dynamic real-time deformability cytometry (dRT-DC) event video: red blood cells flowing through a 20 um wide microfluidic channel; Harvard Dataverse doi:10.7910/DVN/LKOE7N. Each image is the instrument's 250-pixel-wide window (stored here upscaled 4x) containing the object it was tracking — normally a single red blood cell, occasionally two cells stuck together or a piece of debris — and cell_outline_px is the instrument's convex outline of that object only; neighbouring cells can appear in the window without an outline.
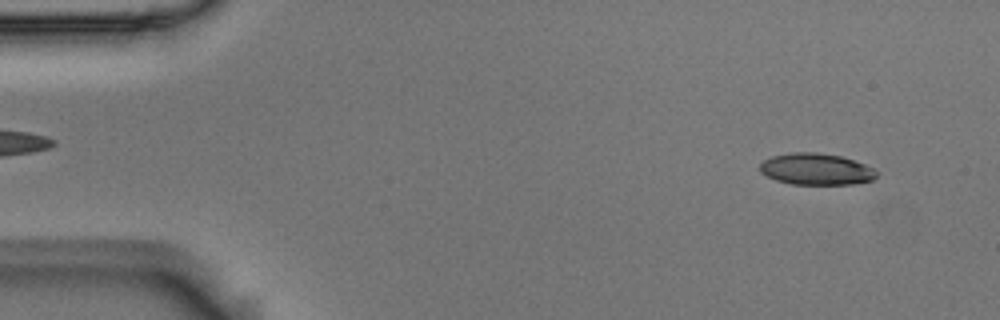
{"species": "Egyptian fruit bat (a non-hibernating species)", "species_latin": "Rousettus aegyptiacus", "temperature_condition": "room temperature", "stored_images_in_passage": 52, "camera_frame_rate_fps": 3000, "um_per_image_px": 0.085, "animal": {"sex": "male"}, "frame": {"image": 1, "passage_image": 2, "time_ms": 0.333, "image_size_px": [1000, 320], "cell_outline_px": [[876, 176], [872, 180], [852, 184], [792, 184], [776, 180], [760, 172], [760, 164], [764, 160], [772, 156], [792, 152], [820, 152], [840, 156], [864, 164], [872, 168], [876, 172]], "centroid_in_image_um": [69.34, 14.37], "position_along_channel_um": 15.7, "area_um2": 21.27}}
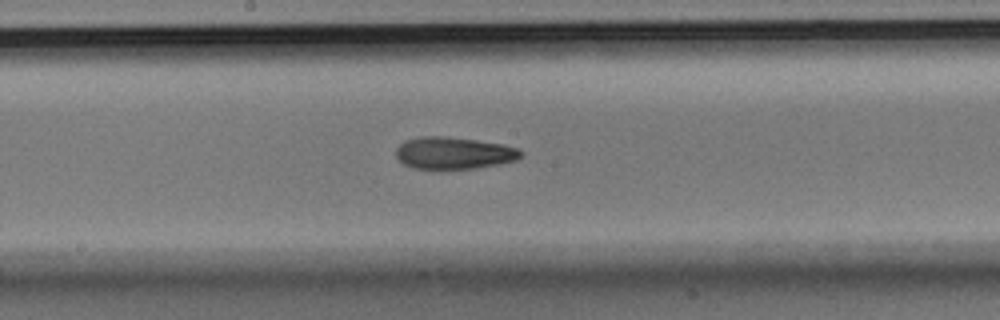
{"frame": {"image": 2, "passage_image": 26, "time_ms": 8.333, "image_size_px": [1000, 320], "cell_outline_px": [[524, 152], [516, 160], [500, 164], [476, 168], [440, 172], [412, 168], [404, 164], [396, 156], [396, 148], [404, 140], [424, 136], [444, 136], [476, 140], [504, 144], [516, 148]], "centroid_in_image_um": [38.54, 13.05], "position_along_channel_um": 209.7, "area_um2": 24.1}}
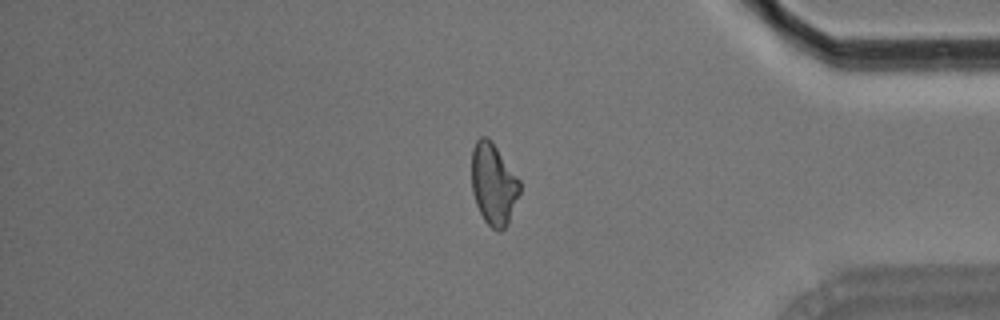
{"frame": {"image": 3, "passage_image": 43, "time_ms": 14.0, "image_size_px": [1000, 320], "cell_outline_px": [[520, 192], [508, 224], [500, 232], [496, 232], [484, 220], [476, 204], [472, 192], [472, 148], [476, 140], [480, 136], [488, 136], [492, 140], [520, 180]], "centroid_in_image_um": [41.95, 15.63], "position_along_channel_um": 393.3, "area_um2": 23.12}, "authors_computed_cell_mechanics": {"area_um2": 22.9755, "velocity_mm_per_s": 3.6926, "shape_relaxation_time_tau1_ms": 4.4284, "shape_relaxation_time_tau2_ms": 5.5392, "deformation_change_tau1": 0.1399, "deformation_change_tau2": 0.1358}}